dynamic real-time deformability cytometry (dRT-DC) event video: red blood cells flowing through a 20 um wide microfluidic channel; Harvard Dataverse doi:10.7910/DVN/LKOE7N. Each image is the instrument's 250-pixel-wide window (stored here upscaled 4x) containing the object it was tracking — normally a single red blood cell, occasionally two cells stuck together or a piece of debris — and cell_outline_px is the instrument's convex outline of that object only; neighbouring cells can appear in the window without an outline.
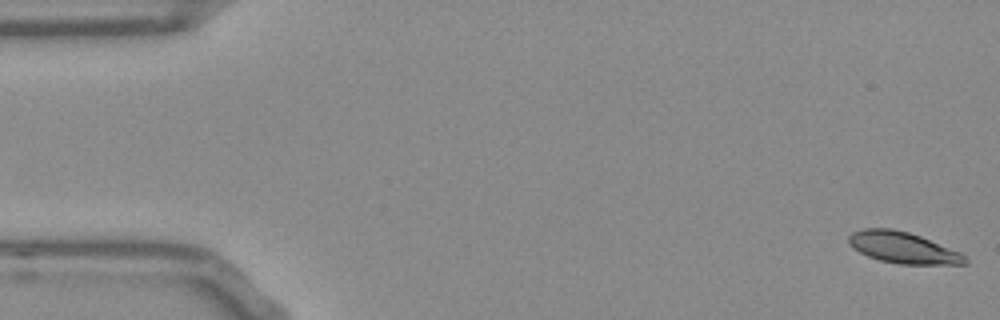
{"species": "Egyptian fruit bat (a non-hibernating species)", "species_latin": "Rousettus aegyptiacus", "temperature_condition": "room temperature", "stored_images_in_passage": 11, "camera_frame_rate_fps": 3000, "um_per_image_px": 0.085, "frame": {"image": 1, "passage_image": 1, "time_ms": 0.0, "image_size_px": [1000, 320], "cell_outline_px": [[968, 264], [900, 264], [880, 260], [868, 256], [852, 248], [848, 244], [848, 236], [852, 232], [864, 228], [892, 228], [908, 232], [920, 236], [960, 252], [968, 260]], "centroid_in_image_um": [76.72, 21.04], "position_along_channel_um": 8.3, "area_um2": 21.15}}